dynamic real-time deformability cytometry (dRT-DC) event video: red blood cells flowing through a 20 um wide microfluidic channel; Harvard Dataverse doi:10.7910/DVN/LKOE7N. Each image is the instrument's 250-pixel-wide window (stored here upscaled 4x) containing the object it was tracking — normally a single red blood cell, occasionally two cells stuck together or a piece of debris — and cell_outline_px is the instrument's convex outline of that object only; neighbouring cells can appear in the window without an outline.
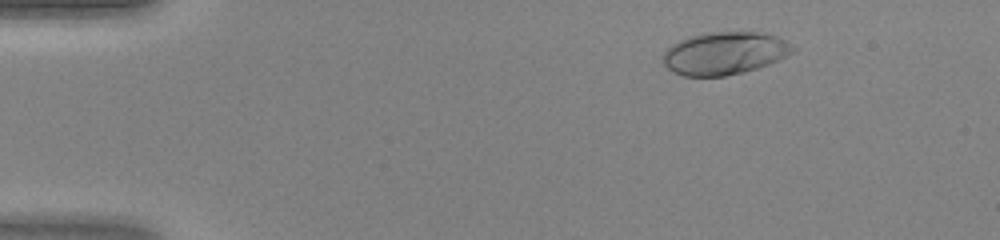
{"species": "human", "species_latin": "Homo sapiens", "temperature_condition": "warm", "stored_images_in_passage": 44, "camera_frame_rate_fps": 3000, "um_per_image_px": 0.085, "donor": {"sex": "female"}, "frame": {"image": 1, "passage_image": 4, "time_ms": 1.0, "image_size_px": [1000, 240], "cell_outline_px": [[796, 48], [792, 52], [768, 64], [744, 72], [724, 76], [684, 76], [668, 68], [664, 64], [664, 52], [672, 44], [680, 40], [692, 36], [708, 32], [756, 32], [776, 36], [784, 40]], "centroid_in_image_um": [61.58, 4.52], "position_along_channel_um": 23.4, "area_um2": 31.73}}
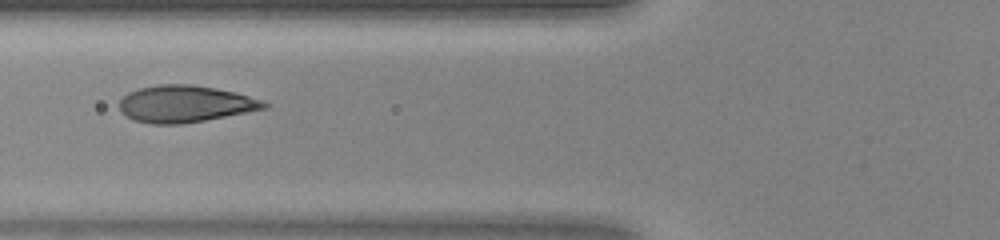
{"frame": {"image": 2, "passage_image": 16, "time_ms": 5.0, "image_size_px": [1000, 240], "cell_outline_px": [[272, 104], [268, 108], [204, 120], [180, 124], [152, 124], [132, 120], [120, 112], [120, 100], [128, 92], [140, 88], [160, 84], [192, 84], [216, 88], [236, 92], [264, 100]], "centroid_in_image_um": [15.76, 8.83], "position_along_channel_um": 110.0, "area_um2": 31.27}}
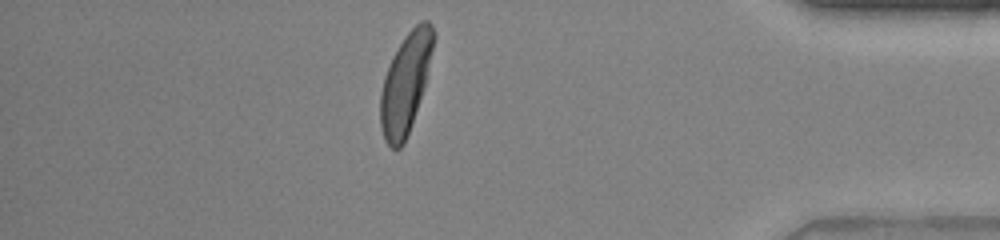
{"frame": {"image": 3, "passage_image": 38, "time_ms": 12.333, "image_size_px": [1000, 240], "cell_outline_px": [[436, 36], [424, 88], [404, 144], [396, 152], [384, 140], [380, 128], [380, 92], [384, 76], [392, 56], [404, 36], [420, 20], [428, 20], [432, 24], [436, 32]], "centroid_in_image_um": [34.47, 7.06], "position_along_channel_um": 400.7, "area_um2": 31.15}}